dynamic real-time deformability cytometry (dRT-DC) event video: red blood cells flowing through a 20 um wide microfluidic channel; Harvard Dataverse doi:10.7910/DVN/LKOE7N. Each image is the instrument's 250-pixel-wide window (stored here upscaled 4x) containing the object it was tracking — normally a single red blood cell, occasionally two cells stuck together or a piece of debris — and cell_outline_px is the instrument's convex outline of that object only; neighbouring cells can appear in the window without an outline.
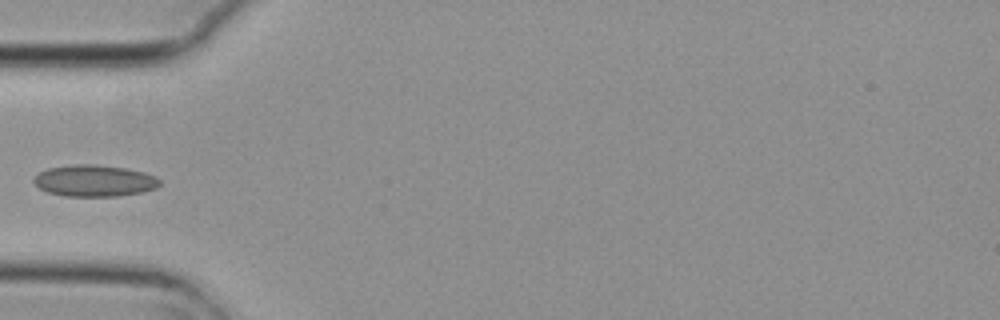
{"species": "common noctule bat (a hibernating species)", "species_latin": "Nyctalus noctula", "temperature_condition": "cold", "stored_images_in_passage": 5, "camera_frame_rate_fps": 3000, "um_per_image_px": 0.085, "animal": {"sex": "female", "body_mass_g": 29.2, "forearm_length_mm": 56.3}, "frame": {"image": 1, "passage_image": 5, "time_ms": 1.333, "image_size_px": [1000, 320], "cell_outline_px": [[160, 184], [156, 188], [144, 192], [116, 196], [64, 196], [48, 192], [40, 188], [32, 180], [40, 172], [48, 168], [72, 164], [96, 164], [124, 168], [144, 172], [156, 176], [160, 180]], "centroid_in_image_um": [8.04, 15.36], "position_along_channel_um": 77.0, "area_um2": 23.18}}